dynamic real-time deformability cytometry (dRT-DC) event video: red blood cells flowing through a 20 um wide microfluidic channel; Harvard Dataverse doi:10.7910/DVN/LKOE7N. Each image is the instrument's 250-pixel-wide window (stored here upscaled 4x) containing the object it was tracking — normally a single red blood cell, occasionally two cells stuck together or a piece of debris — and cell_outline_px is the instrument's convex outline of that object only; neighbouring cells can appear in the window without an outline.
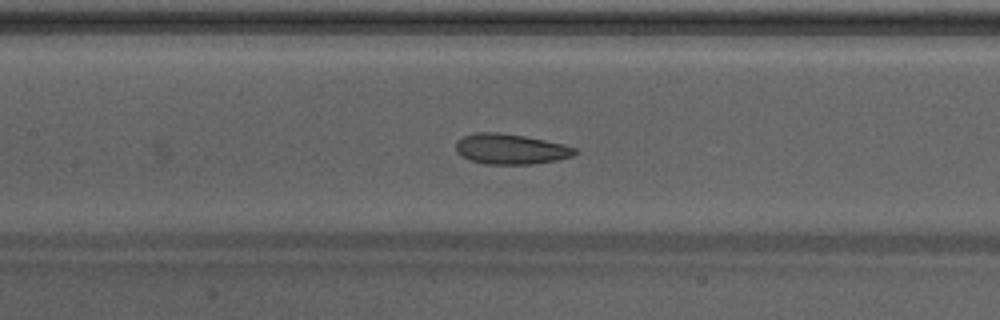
{"species": "Egyptian fruit bat (a non-hibernating species)", "species_latin": "Rousettus aegyptiacus", "temperature_condition": "warm", "stored_images_in_passage": 12, "camera_frame_rate_fps": 3000, "um_per_image_px": 0.085, "animal": {"sex": "male"}, "frame": {"image": 1, "passage_image": 8, "time_ms": 2.333, "image_size_px": [1000, 320], "cell_outline_px": [[580, 152], [572, 156], [556, 160], [532, 164], [484, 164], [460, 156], [456, 152], [456, 140], [464, 136], [476, 132], [496, 132], [524, 136], [564, 144], [576, 148]], "centroid_in_image_um": [43.4, 12.67], "position_along_channel_um": 164.0, "area_um2": 21.1}}